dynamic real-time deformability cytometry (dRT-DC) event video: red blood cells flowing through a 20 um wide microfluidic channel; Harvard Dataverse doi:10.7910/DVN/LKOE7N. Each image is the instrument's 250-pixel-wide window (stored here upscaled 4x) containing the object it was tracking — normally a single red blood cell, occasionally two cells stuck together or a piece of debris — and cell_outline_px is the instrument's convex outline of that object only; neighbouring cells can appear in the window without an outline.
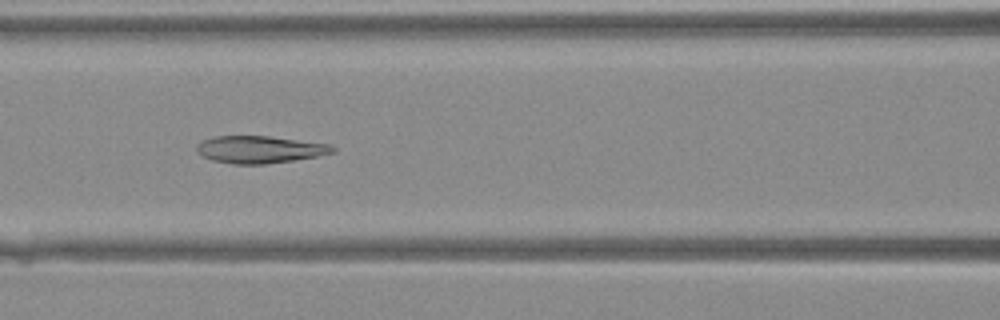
{"species": "Egyptian fruit bat (a non-hibernating species)", "species_latin": "Rousettus aegyptiacus", "temperature_condition": "warm", "stored_images_in_passage": 43, "camera_frame_rate_fps": 3000, "um_per_image_px": 0.085, "animal": {"sex": "female"}, "frame": {"image": 1, "passage_image": 19, "time_ms": 6.0, "image_size_px": [1000, 320], "cell_outline_px": [[336, 152], [316, 156], [292, 160], [264, 164], [232, 164], [212, 160], [196, 152], [196, 144], [204, 140], [216, 136], [268, 136], [328, 144], [336, 148]], "centroid_in_image_um": [22.05, 12.71], "position_along_channel_um": 144.6, "area_um2": 21.39}}
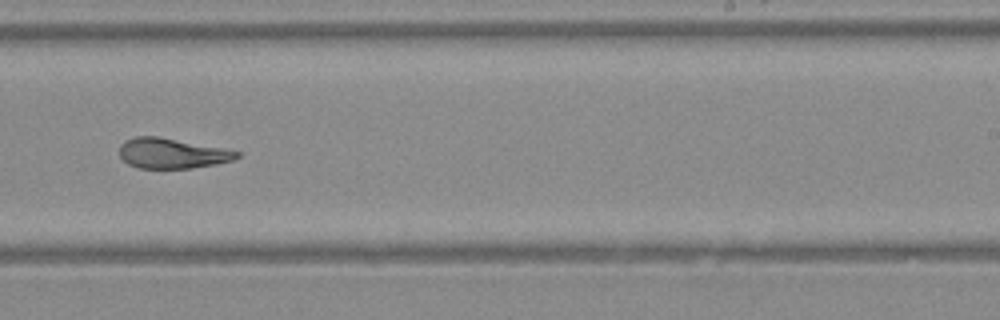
{"frame": {"image": 2, "passage_image": 27, "time_ms": 8.667, "image_size_px": [1000, 320], "cell_outline_px": [[240, 156], [236, 160], [216, 164], [192, 168], [140, 168], [128, 164], [120, 156], [120, 144], [124, 140], [136, 136], [156, 136], [220, 148], [240, 152]], "centroid_in_image_um": [14.6, 13.04], "position_along_channel_um": 274.4, "area_um2": 20.46}}
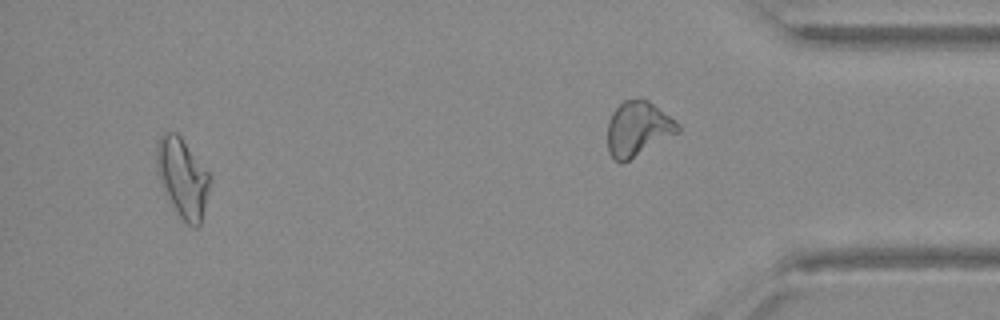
{"frame": {"image": 3, "passage_image": 40, "time_ms": 13.0, "image_size_px": [1000, 320], "cell_outline_px": [[212, 180], [200, 224], [196, 228], [192, 228], [180, 216], [164, 192], [156, 164], [156, 148], [160, 136], [164, 132], [176, 132], [180, 136], [212, 176]], "centroid_in_image_um": [15.54, 15.1], "position_along_channel_um": 419.7, "area_um2": 24.39}}